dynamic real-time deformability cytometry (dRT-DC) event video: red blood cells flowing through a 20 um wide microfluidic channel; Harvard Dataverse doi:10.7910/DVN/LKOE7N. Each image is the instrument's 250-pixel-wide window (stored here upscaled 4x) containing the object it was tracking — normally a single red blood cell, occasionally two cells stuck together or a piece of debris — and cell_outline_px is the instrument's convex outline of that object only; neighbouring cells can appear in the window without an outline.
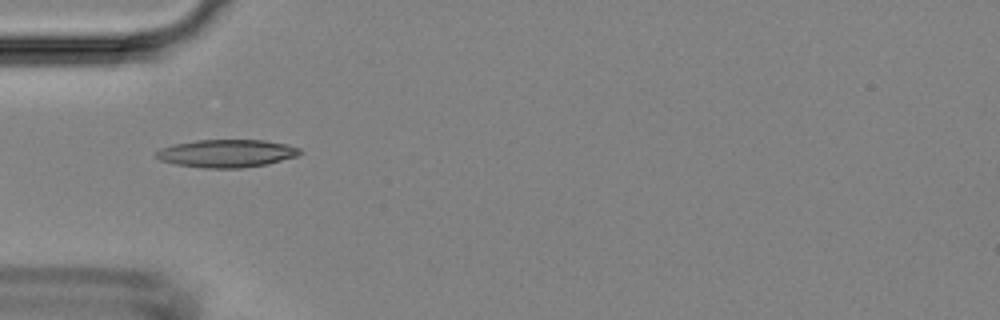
{"species": "Egyptian fruit bat (a non-hibernating species)", "species_latin": "Rousettus aegyptiacus", "temperature_condition": "room temperature", "stored_images_in_passage": 1, "camera_frame_rate_fps": 3000, "um_per_image_px": 0.085, "animal": {"sex": "female"}, "frame": {"image": 1, "passage_image": 1, "time_ms": 0.0, "image_size_px": [1000, 320], "cell_outline_px": [[304, 152], [296, 156], [268, 164], [244, 168], [204, 168], [176, 164], [160, 160], [156, 156], [156, 152], [160, 148], [172, 144], [196, 140], [264, 140], [288, 144], [300, 148]], "centroid_in_image_um": [19.29, 13.03], "position_along_channel_um": 65.7, "area_um2": 23.47}}